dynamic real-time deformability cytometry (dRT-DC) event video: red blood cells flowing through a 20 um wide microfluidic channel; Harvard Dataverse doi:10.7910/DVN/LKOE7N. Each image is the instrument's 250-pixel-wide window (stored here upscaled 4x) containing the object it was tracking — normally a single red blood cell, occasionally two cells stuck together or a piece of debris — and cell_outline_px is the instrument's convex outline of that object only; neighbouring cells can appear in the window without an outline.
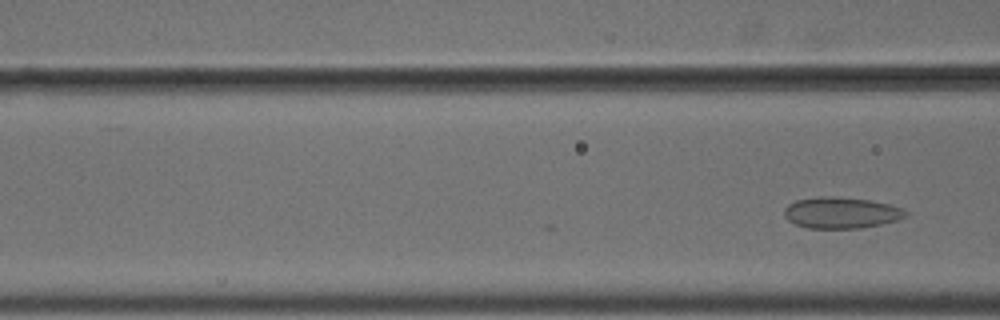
{"species": "common noctule bat (a hibernating species)", "species_latin": "Nyctalus noctula", "temperature_condition": "cold", "stored_images_in_passage": 4, "camera_frame_rate_fps": 3000, "um_per_image_px": 0.085, "animal": {"sex": "male", "body_mass_g": 18.8}, "frame": {"image": 1, "passage_image": 4, "time_ms": 1.0, "image_size_px": [1000, 320], "cell_outline_px": [[908, 212], [904, 216], [896, 220], [880, 224], [860, 228], [808, 228], [796, 224], [788, 220], [784, 216], [784, 208], [788, 204], [796, 200], [820, 196], [836, 196], [872, 200], [888, 204], [900, 208]], "centroid_in_image_um": [71.45, 18.07], "position_along_channel_um": 95.1, "area_um2": 22.02}}